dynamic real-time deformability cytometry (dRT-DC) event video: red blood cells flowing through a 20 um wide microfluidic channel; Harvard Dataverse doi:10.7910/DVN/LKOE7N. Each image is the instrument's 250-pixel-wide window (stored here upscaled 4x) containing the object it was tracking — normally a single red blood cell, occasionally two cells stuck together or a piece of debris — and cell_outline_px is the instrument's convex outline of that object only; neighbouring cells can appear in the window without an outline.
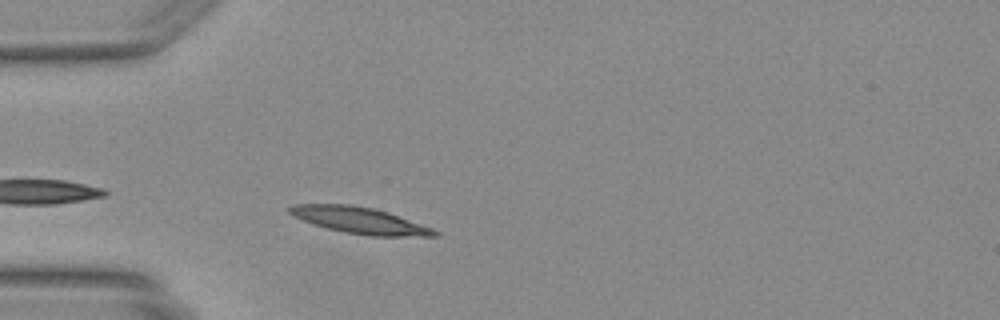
{"species": "Egyptian fruit bat (a non-hibernating species)", "species_latin": "Rousettus aegyptiacus", "temperature_condition": "warm", "stored_images_in_passage": 23, "camera_frame_rate_fps": 3000, "um_per_image_px": 0.085, "animal": {"sex": "female"}, "frame": {"image": 1, "passage_image": 4, "time_ms": 1.0, "image_size_px": [1000, 320], "cell_outline_px": [[440, 232], [436, 236], [368, 236], [344, 232], [312, 224], [292, 216], [284, 208], [292, 204], [352, 204], [372, 208], [388, 212], [432, 228]], "centroid_in_image_um": [30.51, 18.72], "position_along_channel_um": 54.5, "area_um2": 22.43}}
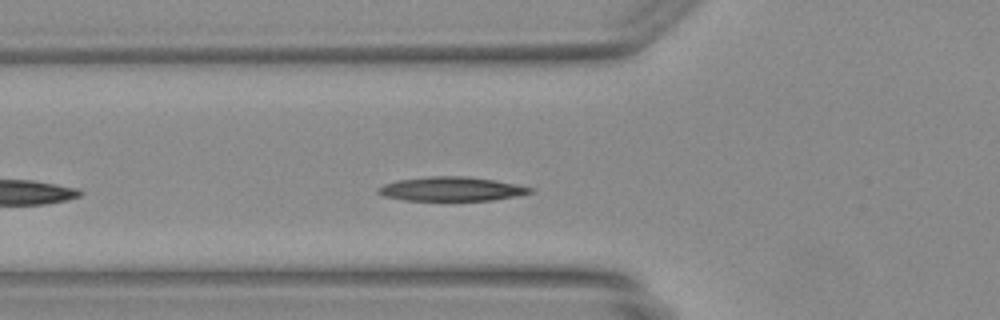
{"frame": {"image": 2, "passage_image": 7, "time_ms": 2.0, "image_size_px": [1000, 320], "cell_outline_px": [[536, 192], [516, 196], [492, 200], [404, 200], [384, 196], [376, 192], [376, 188], [384, 184], [396, 180], [428, 176], [468, 176], [496, 180], [516, 184], [532, 188]], "centroid_in_image_um": [38.36, 16.05], "position_along_channel_um": 87.4, "area_um2": 21.5}}
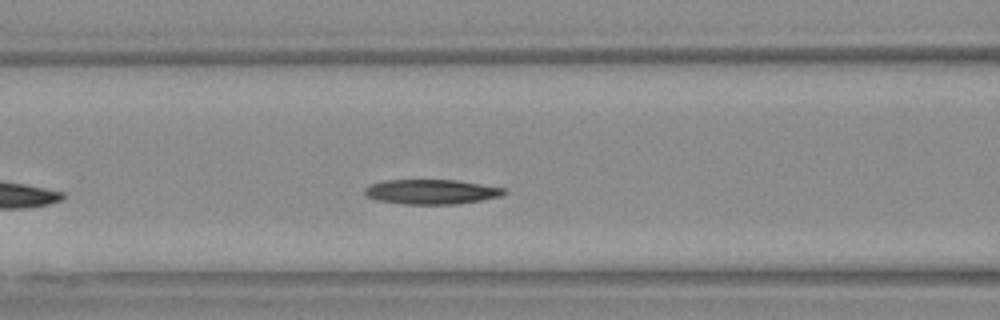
{"frame": {"image": 3, "passage_image": 10, "time_ms": 3.0, "image_size_px": [1000, 320], "cell_outline_px": [[508, 192], [504, 196], [456, 204], [404, 204], [376, 200], [364, 196], [364, 188], [372, 184], [384, 180], [456, 180], [508, 188]], "centroid_in_image_um": [36.7, 16.3], "position_along_channel_um": 129.9, "area_um2": 20.35}}